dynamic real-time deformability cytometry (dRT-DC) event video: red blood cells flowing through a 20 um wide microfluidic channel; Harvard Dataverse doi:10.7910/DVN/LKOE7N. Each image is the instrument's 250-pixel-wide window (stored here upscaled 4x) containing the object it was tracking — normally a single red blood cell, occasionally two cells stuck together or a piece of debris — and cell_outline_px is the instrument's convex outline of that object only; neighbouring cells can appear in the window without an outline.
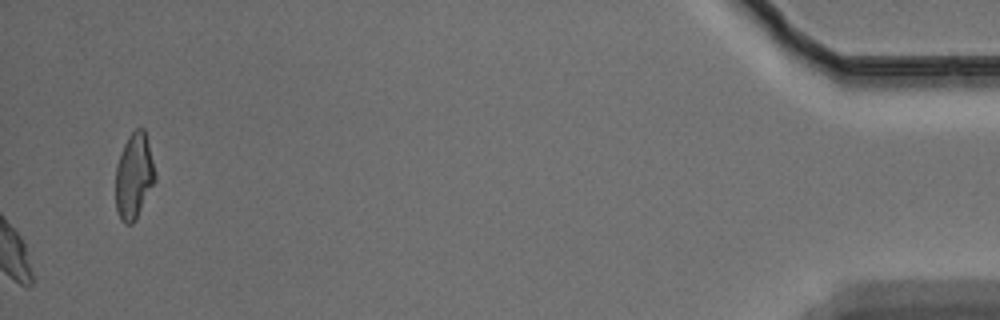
{"species": "Egyptian fruit bat (a non-hibernating species)", "species_latin": "Rousettus aegyptiacus", "temperature_condition": "warm", "stored_images_in_passage": 54, "camera_frame_rate_fps": 3000, "um_per_image_px": 0.085, "animal": {"sex": "male"}, "frame": {"image": 1, "passage_image": 54, "time_ms": 17.667, "image_size_px": [1000, 320], "cell_outline_px": [[156, 180], [136, 220], [132, 224], [124, 224], [120, 220], [116, 208], [116, 164], [124, 144], [128, 136], [136, 128], [144, 128], [156, 176]], "centroid_in_image_um": [11.38, 15.0], "position_along_channel_um": 423.8, "area_um2": 19.71}, "authors_computed_cell_mechanics": {"area_um2": 22.7154, "velocity_mm_per_s": 3.7083, "shape_relaxation_time_tau1_ms": 2.0576, "shape_relaxation_time_tau2_ms": 3.1138, "deformation_change_tau1": 0.1124, "deformation_change_tau2": 0.0727}}